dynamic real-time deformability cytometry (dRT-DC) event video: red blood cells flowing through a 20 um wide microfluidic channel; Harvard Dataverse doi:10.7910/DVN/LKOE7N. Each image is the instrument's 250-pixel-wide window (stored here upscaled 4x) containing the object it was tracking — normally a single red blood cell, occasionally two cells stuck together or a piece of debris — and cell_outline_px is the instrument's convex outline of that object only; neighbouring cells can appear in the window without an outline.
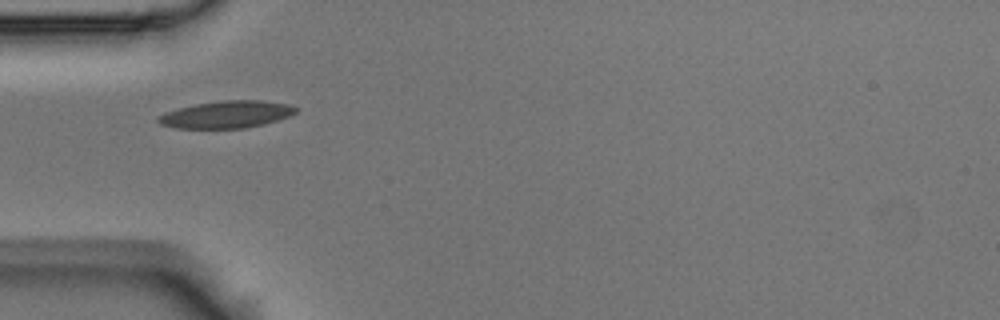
{"species": "Egyptian fruit bat (a non-hibernating species)", "species_latin": "Rousettus aegyptiacus", "temperature_condition": "room temperature", "stored_images_in_passage": 6, "camera_frame_rate_fps": 3000, "um_per_image_px": 0.085, "animal": {"sex": "male"}, "frame": {"image": 1, "passage_image": 1, "time_ms": 0.0, "image_size_px": [1000, 320], "cell_outline_px": [[296, 112], [288, 116], [264, 124], [244, 128], [176, 128], [160, 124], [156, 120], [156, 116], [164, 112], [196, 104], [220, 100], [260, 100], [288, 104], [296, 108]], "centroid_in_image_um": [19.2, 9.73], "position_along_channel_um": 65.8, "area_um2": 21.68}}
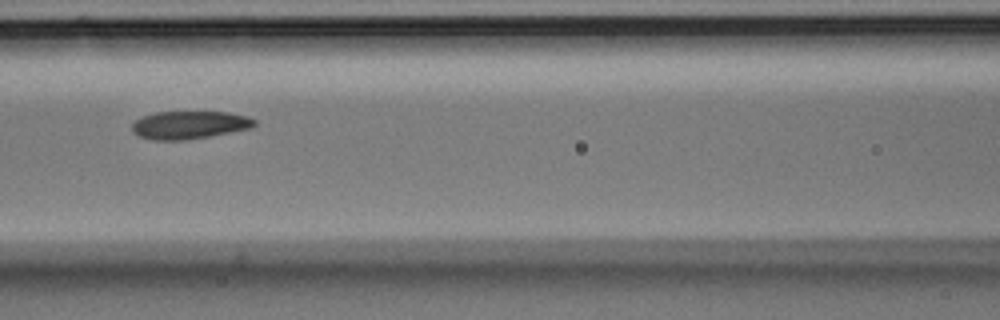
{"frame": {"image": 2, "passage_image": 3, "time_ms": 0.667, "image_size_px": [1000, 320], "cell_outline_px": [[256, 124], [252, 128], [188, 140], [152, 140], [140, 136], [132, 132], [132, 124], [136, 120], [144, 116], [156, 112], [228, 112], [248, 116], [256, 120]], "centroid_in_image_um": [16.12, 10.62], "position_along_channel_um": 150.5, "area_um2": 19.94}}
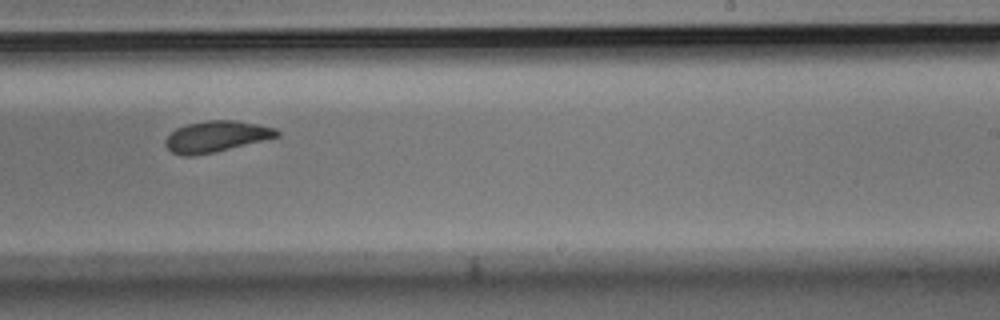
{"frame": {"image": 3, "passage_image": 6, "time_ms": 1.667, "image_size_px": [1000, 320], "cell_outline_px": [[280, 136], [264, 140], [212, 152], [192, 156], [180, 156], [172, 152], [164, 144], [164, 140], [176, 128], [188, 124], [208, 120], [236, 120], [260, 124], [276, 128], [280, 132]], "centroid_in_image_um": [18.39, 11.59], "position_along_channel_um": 270.6, "area_um2": 20.11}}